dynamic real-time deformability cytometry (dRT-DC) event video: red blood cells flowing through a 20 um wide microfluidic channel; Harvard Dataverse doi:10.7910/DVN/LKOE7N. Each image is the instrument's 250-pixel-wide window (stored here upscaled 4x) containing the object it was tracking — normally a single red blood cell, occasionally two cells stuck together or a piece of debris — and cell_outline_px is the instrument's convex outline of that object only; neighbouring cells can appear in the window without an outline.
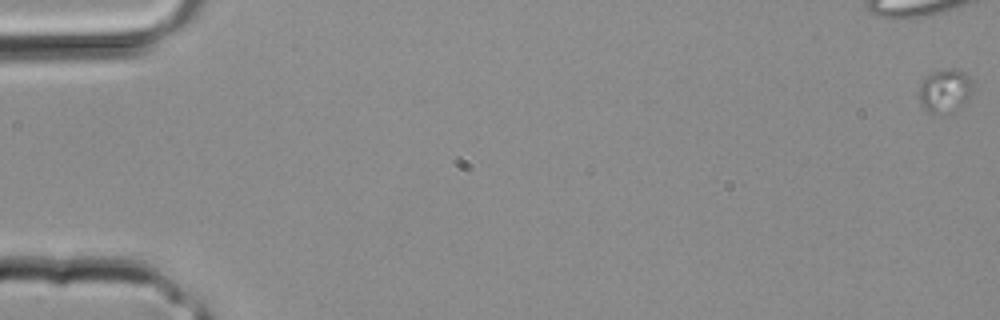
{"species": "common noctule bat (a hibernating species)", "species_latin": "Nyctalus noctula", "temperature_condition": "room temperature", "stored_images_in_passage": 4, "camera_frame_rate_fps": 3000, "um_per_image_px": 0.085, "animal": {"sex": "male", "body_mass_g": 20.4}, "frame": {"image": 1, "passage_image": 1, "time_ms": 0.0, "image_size_px": [1000, 320], "cell_outline_px": [[972, 96], [964, 100], [936, 112], [932, 112], [924, 108], [920, 104], [916, 96], [920, 80], [932, 72], [948, 68], [960, 68], [972, 80]], "centroid_in_image_um": [80.24, 7.57], "position_along_channel_um": 4.8, "area_um2": 13.12}}